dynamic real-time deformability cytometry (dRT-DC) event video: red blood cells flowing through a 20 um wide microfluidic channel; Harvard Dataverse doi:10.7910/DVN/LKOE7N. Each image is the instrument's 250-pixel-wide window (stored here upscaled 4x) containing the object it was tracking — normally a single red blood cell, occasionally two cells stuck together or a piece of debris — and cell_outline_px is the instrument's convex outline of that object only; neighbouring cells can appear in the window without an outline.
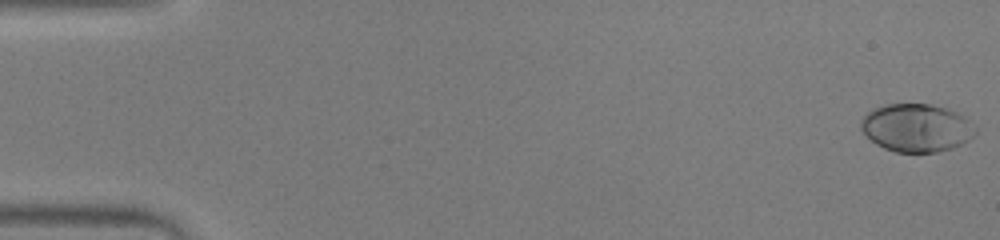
{"species": "human", "species_latin": "Homo sapiens", "temperature_condition": "warm", "stored_images_in_passage": 53, "camera_frame_rate_fps": 3000, "um_per_image_px": 0.085, "donor": {"sex": "male"}, "frame": {"image": 1, "passage_image": 1, "time_ms": 0.0, "image_size_px": [1000, 240], "cell_outline_px": [[976, 132], [968, 140], [952, 148], [936, 152], [896, 152], [884, 148], [876, 144], [860, 128], [860, 120], [868, 112], [876, 108], [888, 104], [932, 104], [956, 112], [964, 116], [976, 128]], "centroid_in_image_um": [77.89, 10.87], "position_along_channel_um": 7.1, "area_um2": 31.73}}
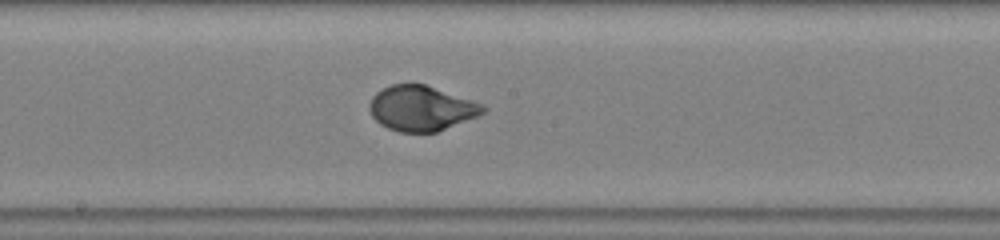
{"frame": {"image": 2, "passage_image": 29, "time_ms": 9.333, "image_size_px": [1000, 240], "cell_outline_px": [[488, 108], [480, 116], [436, 132], [400, 132], [388, 128], [380, 124], [372, 116], [368, 108], [368, 104], [372, 96], [376, 92], [392, 84], [424, 84], [472, 100]], "centroid_in_image_um": [35.8, 9.21], "position_along_channel_um": 212.4, "area_um2": 29.82}}
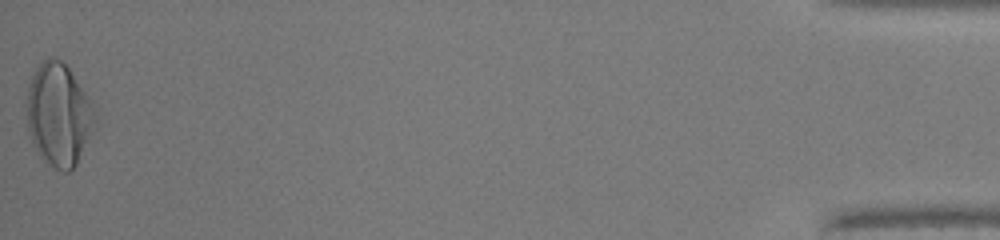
{"frame": {"image": 3, "passage_image": 53, "time_ms": 17.333, "image_size_px": [1000, 240], "cell_outline_px": [[96, 124], [76, 164], [68, 172], [64, 172], [56, 168], [40, 156], [32, 144], [28, 128], [24, 104], [28, 88], [32, 76], [36, 68], [48, 56], [52, 56], [60, 60], [68, 68], [92, 100], [96, 108]], "centroid_in_image_um": [4.98, 9.72], "position_along_channel_um": 430.2, "area_um2": 41.15}, "authors_computed_cell_mechanics": {"area_um2": 30.2294, "velocity_mm_per_s": 3.9385, "shape_relaxation_time_tau1_ms": 3.4871, "shape_relaxation_time_tau2_ms": null, "deformation_change_tau1": 0.2134, "deformation_change_tau2": null}}